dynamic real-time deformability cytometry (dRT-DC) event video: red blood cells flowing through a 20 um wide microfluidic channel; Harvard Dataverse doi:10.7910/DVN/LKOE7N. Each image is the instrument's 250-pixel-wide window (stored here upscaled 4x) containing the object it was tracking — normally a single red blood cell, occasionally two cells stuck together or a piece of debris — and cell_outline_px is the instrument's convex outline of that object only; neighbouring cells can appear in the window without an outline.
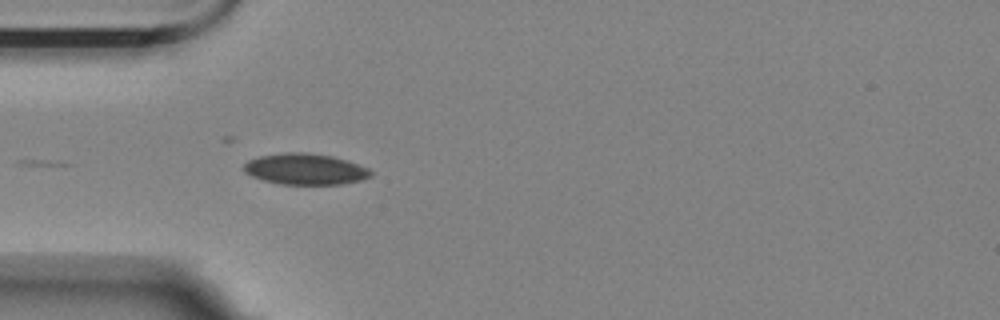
{"species": "Egyptian fruit bat (a non-hibernating species)", "species_latin": "Rousettus aegyptiacus", "temperature_condition": "room temperature", "stored_images_in_passage": 13, "camera_frame_rate_fps": 3000, "um_per_image_px": 0.085, "animal": {"sex": "female"}, "frame": {"image": 1, "passage_image": 6, "time_ms": 1.667, "image_size_px": [1000, 320], "cell_outline_px": [[372, 176], [360, 180], [340, 184], [280, 184], [264, 180], [252, 176], [244, 172], [244, 164], [248, 160], [260, 156], [284, 152], [308, 152], [332, 156], [368, 168], [372, 172]], "centroid_in_image_um": [25.92, 14.37], "position_along_channel_um": 59.1, "area_um2": 22.83}}
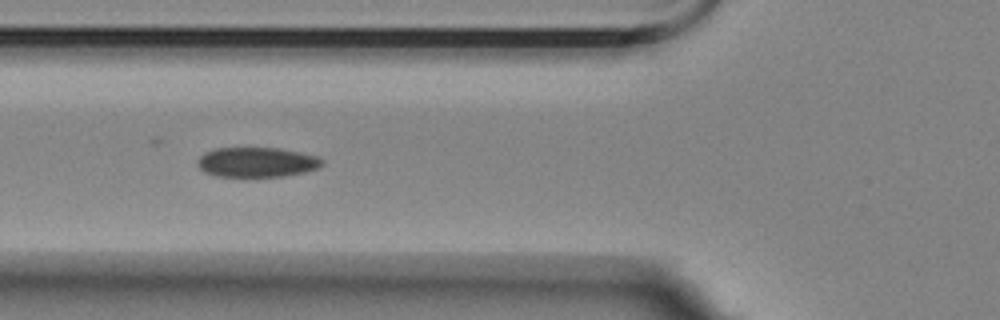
{"frame": {"image": 2, "passage_image": 10, "time_ms": 3.0, "image_size_px": [1000, 320], "cell_outline_px": [[324, 164], [320, 168], [304, 172], [284, 176], [248, 180], [216, 176], [204, 172], [196, 164], [196, 160], [204, 152], [216, 148], [276, 148], [300, 152], [320, 156], [324, 160]], "centroid_in_image_um": [21.82, 13.84], "position_along_channel_um": 104.0, "area_um2": 22.83}}